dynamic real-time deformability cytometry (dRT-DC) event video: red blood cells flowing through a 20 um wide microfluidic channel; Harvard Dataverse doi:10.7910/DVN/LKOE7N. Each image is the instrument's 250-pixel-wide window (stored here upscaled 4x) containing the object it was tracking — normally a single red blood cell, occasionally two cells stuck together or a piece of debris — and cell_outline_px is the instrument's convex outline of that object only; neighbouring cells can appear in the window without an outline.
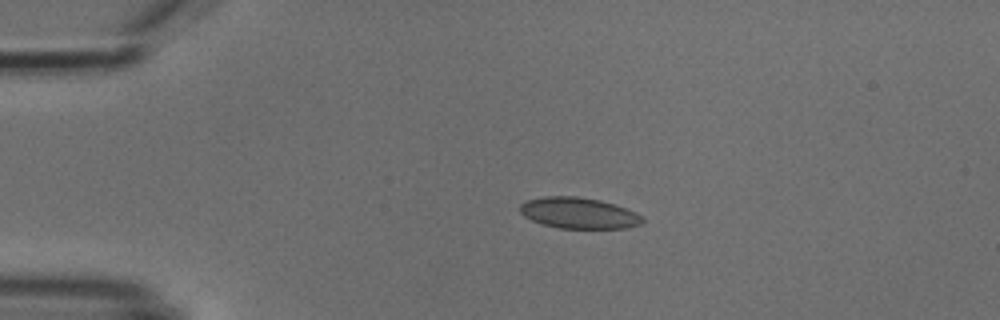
{"species": "common noctule bat (a hibernating species)", "species_latin": "Nyctalus noctula", "temperature_condition": "cold", "stored_images_in_passage": 7, "camera_frame_rate_fps": 3000, "um_per_image_px": 0.085, "animal": {"sex": "male", "body_mass_g": 18.8}, "frame": {"image": 1, "passage_image": 3, "time_ms": 2.333, "image_size_px": [1000, 320], "cell_outline_px": [[644, 220], [640, 224], [628, 228], [560, 228], [544, 224], [532, 220], [524, 216], [520, 212], [520, 204], [528, 200], [544, 196], [576, 196], [600, 200], [616, 204], [636, 212], [644, 216]], "centroid_in_image_um": [49.23, 18.1], "position_along_channel_um": 35.8, "area_um2": 22.2}}
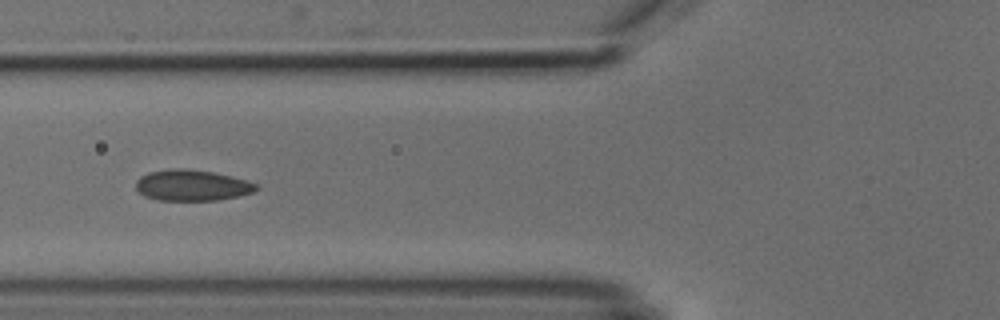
{"frame": {"image": 2, "passage_image": 5, "time_ms": 5.333, "image_size_px": [1000, 320], "cell_outline_px": [[260, 188], [252, 192], [236, 196], [216, 200], [156, 200], [144, 196], [136, 188], [136, 180], [140, 176], [148, 172], [168, 168], [184, 168], [212, 172], [244, 180], [256, 184]], "centroid_in_image_um": [16.25, 15.74], "position_along_channel_um": 109.6, "area_um2": 21.56}}
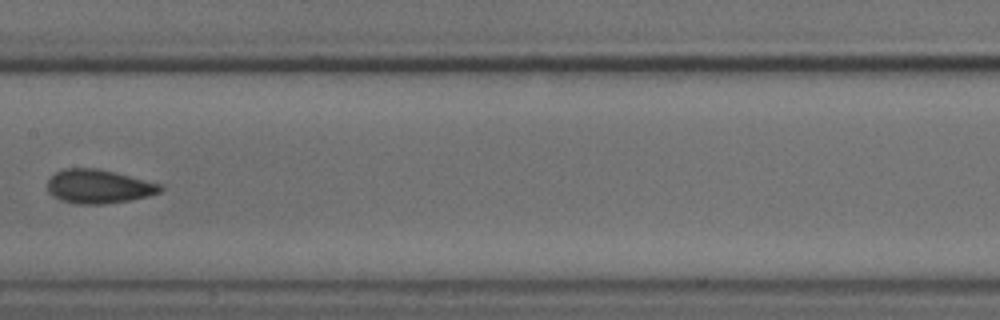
{"frame": {"image": 3, "passage_image": 7, "time_ms": 7.667, "image_size_px": [1000, 320], "cell_outline_px": [[164, 188], [160, 192], [148, 196], [128, 200], [104, 204], [80, 204], [60, 200], [48, 192], [48, 180], [56, 172], [64, 168], [100, 168], [160, 184]], "centroid_in_image_um": [8.37, 15.84], "position_along_channel_um": 199.0, "area_um2": 22.14}}